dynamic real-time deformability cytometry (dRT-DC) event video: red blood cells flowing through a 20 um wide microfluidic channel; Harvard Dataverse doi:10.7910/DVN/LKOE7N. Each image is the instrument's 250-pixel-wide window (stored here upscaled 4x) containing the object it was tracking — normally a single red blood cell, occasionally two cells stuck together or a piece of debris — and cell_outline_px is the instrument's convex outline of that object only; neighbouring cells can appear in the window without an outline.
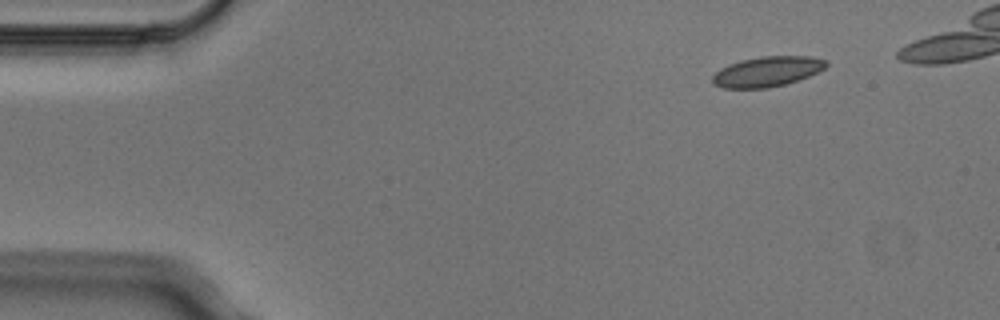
{"species": "Egyptian fruit bat (a non-hibernating species)", "species_latin": "Rousettus aegyptiacus", "temperature_condition": "cold", "stored_images_in_passage": 6, "camera_frame_rate_fps": 3000, "um_per_image_px": 0.085, "animal": {"sex": "male"}, "frame": {"image": 1, "passage_image": 1, "time_ms": 0.0, "image_size_px": [1000, 320], "cell_outline_px": [[828, 64], [824, 68], [808, 76], [784, 84], [768, 88], [724, 88], [716, 84], [712, 80], [712, 76], [720, 68], [728, 64], [740, 60], [760, 56], [812, 56], [828, 60]], "centroid_in_image_um": [65.21, 6.06], "position_along_channel_um": 19.8, "area_um2": 19.88}}
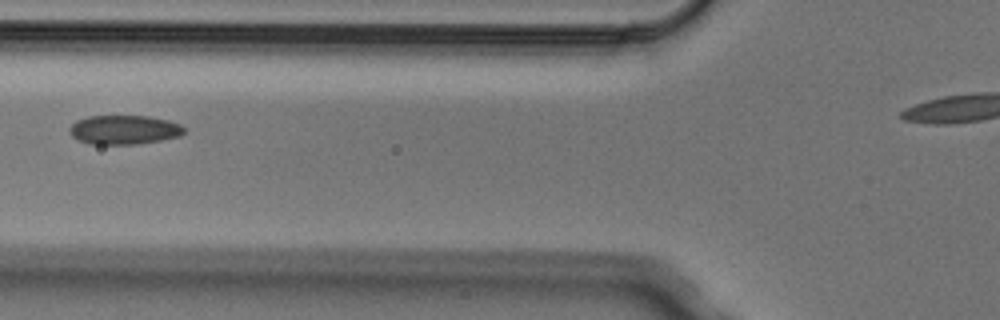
{"frame": {"image": 2, "passage_image": 5, "time_ms": 1.333, "image_size_px": [1000, 320], "cell_outline_px": [[184, 132], [180, 136], [160, 140], [136, 144], [88, 144], [72, 136], [68, 132], [68, 128], [76, 120], [88, 116], [148, 116], [168, 120], [180, 124], [184, 128]], "centroid_in_image_um": [10.52, 11.03], "position_along_channel_um": 115.3, "area_um2": 19.48}}
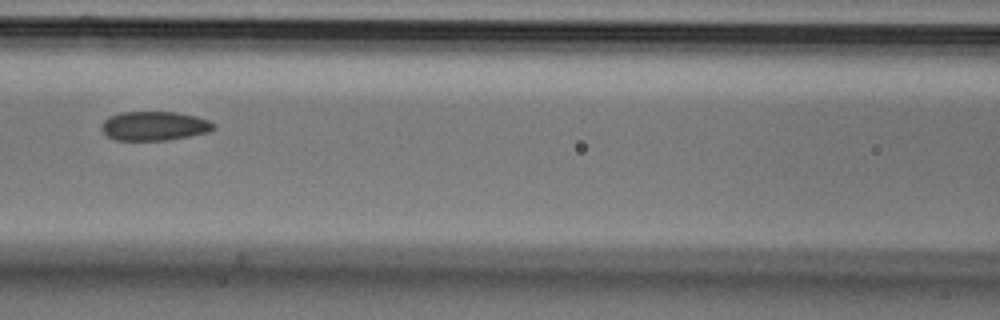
{"frame": {"image": 3, "passage_image": 6, "time_ms": 1.667, "image_size_px": [1000, 320], "cell_outline_px": [[216, 128], [208, 132], [168, 140], [112, 140], [104, 132], [104, 120], [120, 112], [176, 112], [196, 116], [208, 120], [216, 124]], "centroid_in_image_um": [13.17, 10.7], "position_along_channel_um": 153.4, "area_um2": 18.84}}